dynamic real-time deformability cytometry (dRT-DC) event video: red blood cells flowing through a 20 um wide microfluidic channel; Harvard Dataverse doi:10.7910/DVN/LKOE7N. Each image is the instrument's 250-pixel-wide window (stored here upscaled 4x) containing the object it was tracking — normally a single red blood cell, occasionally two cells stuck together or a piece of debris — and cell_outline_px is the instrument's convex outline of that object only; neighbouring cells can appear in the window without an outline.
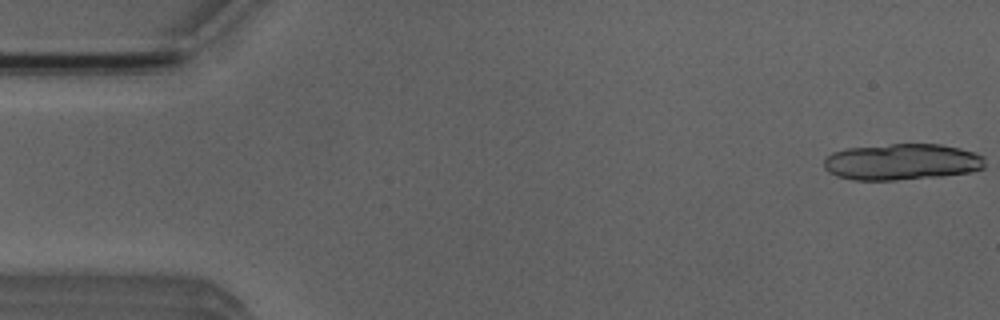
{"species": "Egyptian fruit bat (a non-hibernating species)", "species_latin": "Rousettus aegyptiacus", "temperature_condition": "room temperature", "stored_images_in_passage": 6, "camera_frame_rate_fps": 3000, "um_per_image_px": 0.085, "animal": {"sex": "male"}, "frame": {"image": 1, "passage_image": 1, "time_ms": 0.0, "image_size_px": [1000, 320], "cell_outline_px": [[984, 168], [972, 172], [944, 176], [896, 180], [852, 180], [836, 176], [828, 172], [824, 168], [824, 160], [832, 152], [844, 148], [892, 144], [940, 144], [960, 148], [984, 156]], "centroid_in_image_um": [76.64, 13.76], "position_along_channel_um": 8.4, "area_um2": 34.39}}